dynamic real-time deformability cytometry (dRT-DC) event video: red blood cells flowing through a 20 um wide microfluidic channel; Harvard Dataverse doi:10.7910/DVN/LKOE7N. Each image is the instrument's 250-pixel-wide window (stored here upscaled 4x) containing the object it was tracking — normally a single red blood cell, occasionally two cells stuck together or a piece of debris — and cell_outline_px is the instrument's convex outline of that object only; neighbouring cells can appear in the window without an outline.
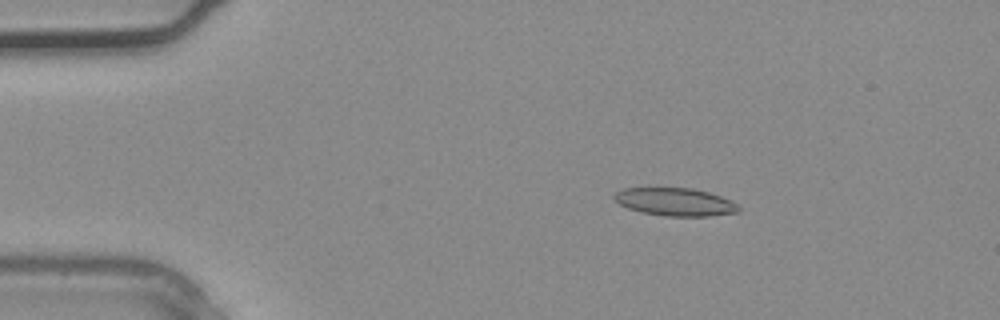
{"species": "common noctule bat (a hibernating species)", "species_latin": "Nyctalus noctula", "temperature_condition": "warm", "stored_images_in_passage": 35, "camera_frame_rate_fps": 3000, "um_per_image_px": 0.085, "animal": {"sex": "male", "body_mass_g": 20.4}, "frame": {"image": 1, "passage_image": 5, "time_ms": 1.333, "image_size_px": [1000, 320], "cell_outline_px": [[740, 212], [708, 216], [664, 216], [644, 212], [628, 208], [620, 204], [612, 196], [616, 192], [624, 188], [692, 188], [708, 192], [732, 200], [740, 204]], "centroid_in_image_um": [57.44, 17.16], "position_along_channel_um": 27.6, "area_um2": 20.23}}
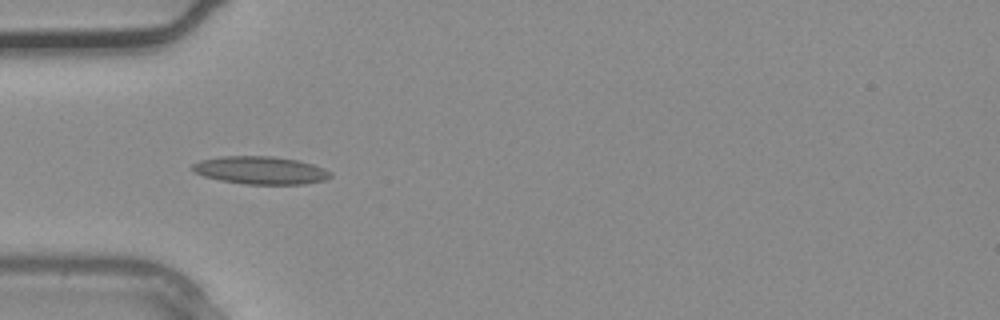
{"frame": {"image": 2, "passage_image": 10, "time_ms": 3.0, "image_size_px": [1000, 320], "cell_outline_px": [[332, 176], [324, 180], [300, 184], [244, 184], [220, 180], [204, 176], [196, 172], [192, 168], [192, 164], [200, 160], [220, 156], [272, 156], [296, 160], [312, 164], [324, 168], [332, 172]], "centroid_in_image_um": [22.14, 14.47], "position_along_channel_um": 62.9, "area_um2": 22.25}}
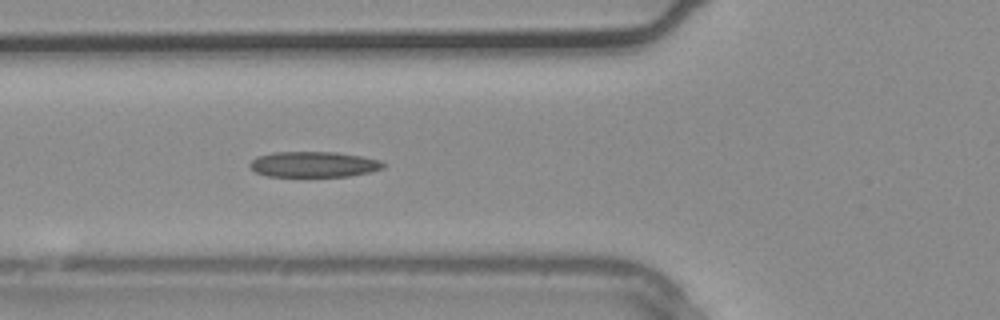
{"frame": {"image": 3, "passage_image": 12, "time_ms": 3.667, "image_size_px": [1000, 320], "cell_outline_px": [[388, 164], [384, 168], [368, 172], [348, 176], [268, 176], [256, 172], [248, 164], [256, 156], [272, 152], [336, 152], [360, 156], [380, 160]], "centroid_in_image_um": [26.67, 13.96], "position_along_channel_um": 99.1, "area_um2": 19.88}}